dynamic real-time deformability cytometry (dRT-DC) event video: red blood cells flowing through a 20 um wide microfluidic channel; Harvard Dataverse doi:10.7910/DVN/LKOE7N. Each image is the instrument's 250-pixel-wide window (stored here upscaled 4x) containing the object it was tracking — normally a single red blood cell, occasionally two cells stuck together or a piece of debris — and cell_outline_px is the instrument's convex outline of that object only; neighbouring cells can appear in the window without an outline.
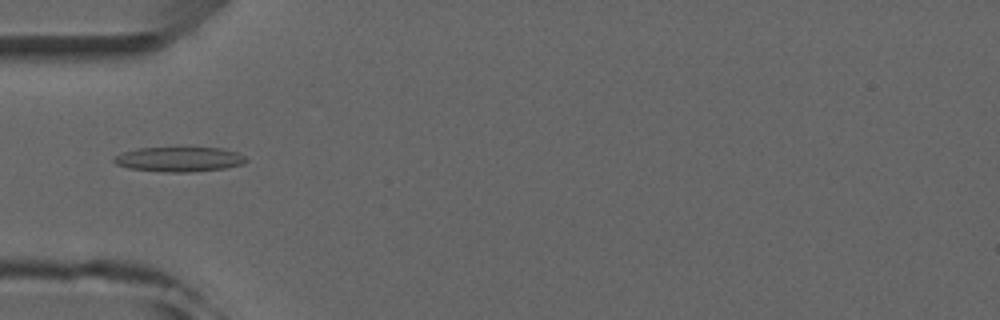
{"species": "common noctule bat (a hibernating species)", "species_latin": "Nyctalus noctula", "temperature_condition": "room temperature", "stored_images_in_passage": 6, "camera_frame_rate_fps": 3000, "um_per_image_px": 0.085, "animal": {"sex": "male", "forearm_length_mm": 52.5}, "frame": {"image": 1, "passage_image": 5, "time_ms": 4.667, "image_size_px": [1000, 320], "cell_outline_px": [[248, 160], [244, 164], [224, 168], [188, 172], [164, 172], [128, 168], [116, 164], [112, 160], [116, 156], [124, 152], [140, 148], [220, 148], [236, 152], [244, 156]], "centroid_in_image_um": [15.24, 13.54], "position_along_channel_um": 69.8, "area_um2": 18.84}}
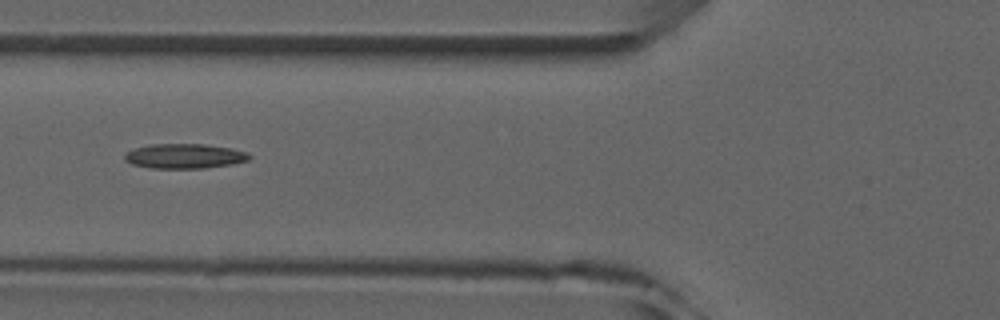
{"frame": {"image": 2, "passage_image": 6, "time_ms": 5.667, "image_size_px": [1000, 320], "cell_outline_px": [[252, 156], [248, 160], [232, 164], [204, 168], [152, 168], [132, 164], [124, 160], [124, 152], [136, 148], [152, 144], [204, 144], [232, 148], [248, 152]], "centroid_in_image_um": [15.69, 13.26], "position_along_channel_um": 110.1, "area_um2": 18.03}}